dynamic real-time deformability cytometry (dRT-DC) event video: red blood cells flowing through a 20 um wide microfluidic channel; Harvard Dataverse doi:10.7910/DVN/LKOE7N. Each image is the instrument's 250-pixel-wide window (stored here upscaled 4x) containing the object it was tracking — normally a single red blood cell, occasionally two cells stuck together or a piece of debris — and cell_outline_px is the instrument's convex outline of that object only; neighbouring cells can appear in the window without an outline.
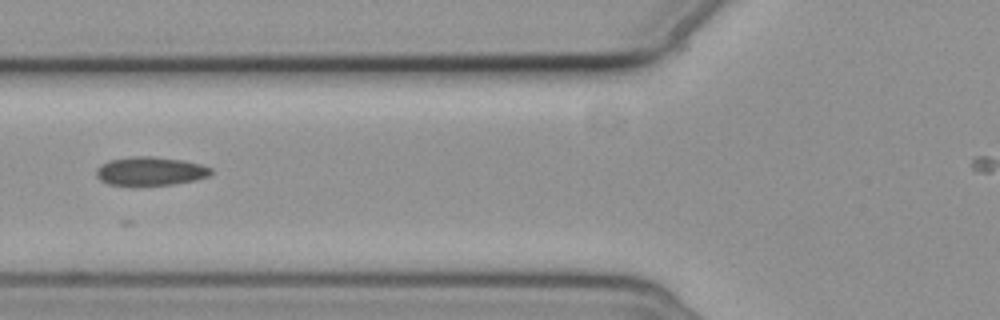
{"species": "common noctule bat (a hibernating species)", "species_latin": "Nyctalus noctula", "temperature_condition": "cold", "stored_images_in_passage": 3, "camera_frame_rate_fps": 3000, "um_per_image_px": 0.085, "animal": {"sex": "female", "body_mass_g": 19.3, "forearm_length_mm": 54.1}, "frame": {"image": 1, "passage_image": 3, "time_ms": 2.0, "image_size_px": [1000, 320], "cell_outline_px": [[212, 172], [208, 176], [196, 180], [172, 184], [132, 188], [108, 184], [100, 180], [96, 176], [96, 168], [108, 160], [132, 156], [152, 156], [184, 160], [200, 164], [212, 168]], "centroid_in_image_um": [12.73, 14.58], "position_along_channel_um": 113.1, "area_um2": 19.88}}